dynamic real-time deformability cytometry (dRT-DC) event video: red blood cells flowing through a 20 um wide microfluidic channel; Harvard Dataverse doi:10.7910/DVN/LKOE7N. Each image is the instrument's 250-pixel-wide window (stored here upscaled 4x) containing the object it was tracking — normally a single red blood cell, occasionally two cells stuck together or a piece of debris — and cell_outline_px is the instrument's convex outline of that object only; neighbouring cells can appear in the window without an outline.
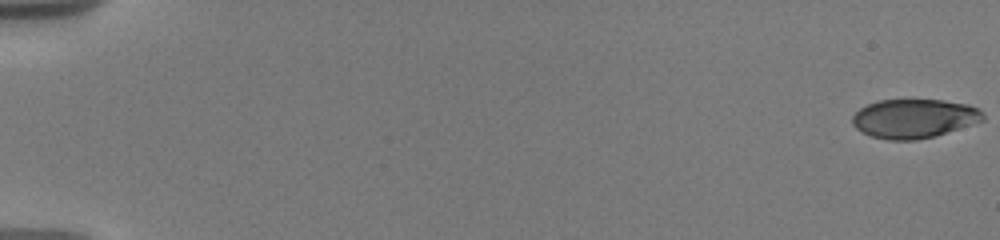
{"species": "human", "species_latin": "Homo sapiens", "temperature_condition": "warm", "stored_images_in_passage": 29, "camera_frame_rate_fps": 3000, "um_per_image_px": 0.085, "donor": {"sex": "male"}, "frame": {"image": 1, "passage_image": 1, "time_ms": 0.0, "image_size_px": [1000, 240], "cell_outline_px": [[984, 120], [936, 136], [916, 140], [888, 140], [872, 136], [856, 128], [852, 124], [852, 116], [860, 108], [868, 104], [880, 100], [944, 100], [968, 104], [984, 112]], "centroid_in_image_um": [77.71, 10.07], "position_along_channel_um": 7.3, "area_um2": 29.65}}
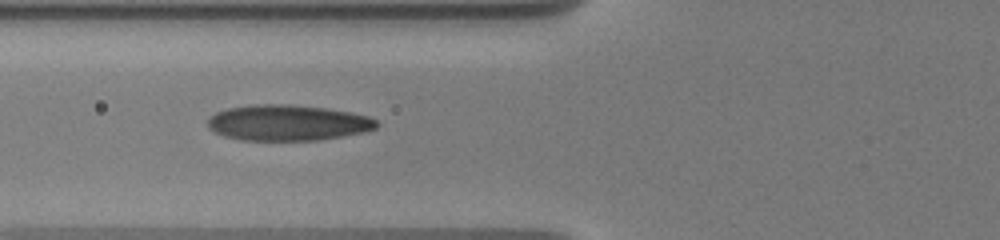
{"frame": {"image": 2, "passage_image": 21, "time_ms": 7.667, "image_size_px": [1000, 240], "cell_outline_px": [[380, 124], [376, 128], [364, 132], [320, 140], [244, 140], [224, 136], [208, 128], [208, 120], [216, 112], [228, 108], [256, 104], [288, 104], [324, 108], [348, 112], [368, 116], [376, 120]], "centroid_in_image_um": [24.47, 10.43], "position_along_channel_um": 101.3, "area_um2": 35.03}}
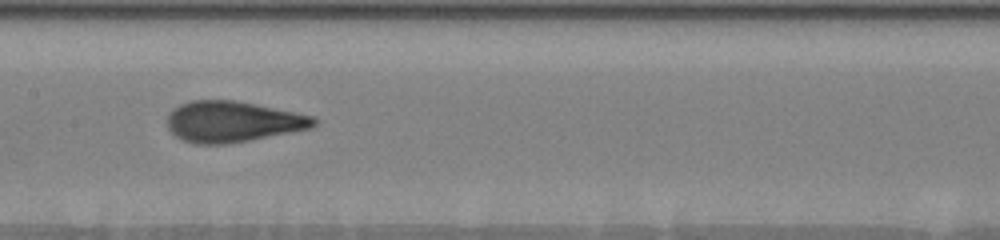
{"frame": {"image": 3, "passage_image": 28, "time_ms": 10.0, "image_size_px": [1000, 240], "cell_outline_px": [[316, 124], [312, 128], [292, 132], [248, 140], [224, 144], [196, 144], [180, 140], [168, 128], [168, 116], [172, 108], [188, 100], [236, 100], [256, 104], [312, 116], [316, 120]], "centroid_in_image_um": [19.73, 10.33], "position_along_channel_um": 187.7, "area_um2": 34.85}}